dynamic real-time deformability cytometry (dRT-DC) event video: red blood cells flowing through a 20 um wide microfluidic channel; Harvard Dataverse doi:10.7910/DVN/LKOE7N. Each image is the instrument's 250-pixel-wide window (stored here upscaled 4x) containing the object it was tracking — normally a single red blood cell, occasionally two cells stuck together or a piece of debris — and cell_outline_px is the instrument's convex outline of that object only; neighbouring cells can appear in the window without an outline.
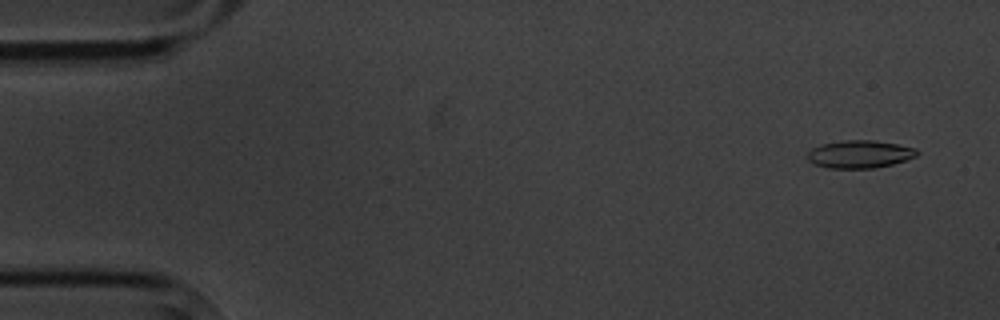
{"species": "common noctule bat (a hibernating species)", "species_latin": "Nyctalus noctula", "temperature_condition": "cold", "stored_images_in_passage": 4, "camera_frame_rate_fps": 3000, "um_per_image_px": 0.085, "animal": {"sex": "male", "body_mass_g": 20.1, "forearm_length_mm": 53.5}, "frame": {"image": 1, "passage_image": 1, "time_ms": 0.0, "image_size_px": [1000, 320], "cell_outline_px": [[920, 152], [916, 156], [892, 164], [872, 168], [828, 168], [816, 164], [808, 160], [808, 152], [812, 148], [820, 144], [840, 140], [872, 140], [896, 144], [916, 148]], "centroid_in_image_um": [73.06, 13.09], "position_along_channel_um": 11.9, "area_um2": 17.63}}